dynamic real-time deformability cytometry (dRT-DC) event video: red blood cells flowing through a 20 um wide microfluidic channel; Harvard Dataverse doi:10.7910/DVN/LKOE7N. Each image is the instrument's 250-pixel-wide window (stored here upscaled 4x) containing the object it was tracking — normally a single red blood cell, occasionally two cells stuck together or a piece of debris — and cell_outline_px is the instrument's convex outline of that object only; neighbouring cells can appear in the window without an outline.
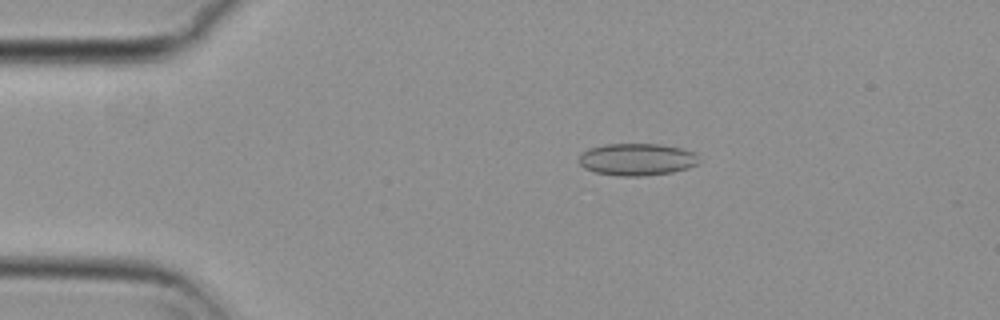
{"species": "common noctule bat (a hibernating species)", "species_latin": "Nyctalus noctula", "temperature_condition": "cold", "stored_images_in_passage": 29, "camera_frame_rate_fps": 3000, "um_per_image_px": 0.085, "animal": {"sex": "female", "body_mass_g": 29.2, "forearm_length_mm": 56.3}, "frame": {"image": 1, "passage_image": 11, "time_ms": 3.333, "image_size_px": [1000, 320], "cell_outline_px": [[696, 164], [688, 168], [672, 172], [644, 176], [616, 176], [596, 172], [584, 168], [580, 164], [580, 156], [588, 148], [604, 144], [660, 144], [680, 148], [696, 152]], "centroid_in_image_um": [54.12, 13.55], "position_along_channel_um": 30.9, "area_um2": 22.37}}
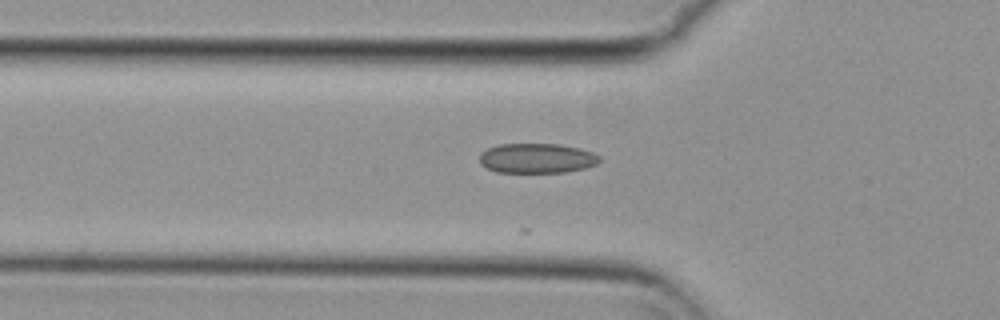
{"frame": {"image": 2, "passage_image": 19, "time_ms": 6.0, "image_size_px": [1000, 320], "cell_outline_px": [[600, 160], [596, 164], [584, 168], [564, 172], [496, 172], [480, 164], [480, 152], [488, 148], [500, 144], [560, 144], [580, 148], [592, 152], [600, 156]], "centroid_in_image_um": [45.63, 13.44], "position_along_channel_um": 80.2, "area_um2": 20.81}}
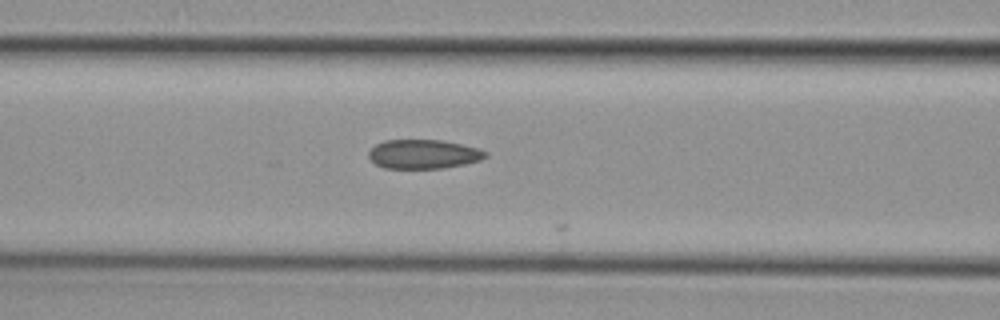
{"frame": {"image": 3, "passage_image": 23, "time_ms": 7.333, "image_size_px": [1000, 320], "cell_outline_px": [[488, 156], [480, 160], [464, 164], [444, 168], [384, 168], [376, 164], [368, 156], [368, 152], [376, 144], [384, 140], [444, 140], [476, 148], [488, 152]], "centroid_in_image_um": [35.99, 13.1], "position_along_channel_um": 130.6, "area_um2": 19.77}}